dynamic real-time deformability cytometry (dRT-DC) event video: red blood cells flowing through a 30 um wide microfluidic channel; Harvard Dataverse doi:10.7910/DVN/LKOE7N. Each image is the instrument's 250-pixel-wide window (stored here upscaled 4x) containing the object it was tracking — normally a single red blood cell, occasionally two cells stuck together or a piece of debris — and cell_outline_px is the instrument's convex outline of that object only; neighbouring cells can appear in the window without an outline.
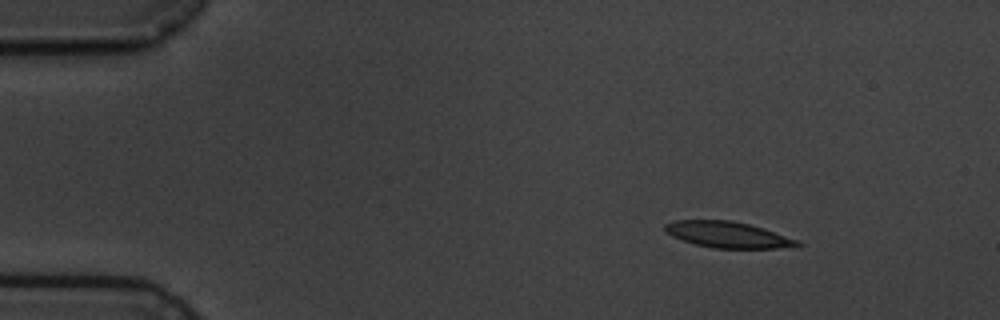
{"species": "common noctule bat (a hibernating species)", "species_latin": "Nyctalus noctula", "temperature_condition": "cold", "stored_images_in_passage": 5, "camera_frame_rate_fps": 3000, "um_per_image_px": 0.085, "animal": {"sex": "male", "body_mass_g": 19.5, "forearm_length_mm": 54.6}, "frame": {"image": 1, "passage_image": 1, "time_ms": 0.0, "image_size_px": [1000, 320], "cell_outline_px": [[804, 244], [796, 248], [712, 248], [696, 244], [672, 236], [664, 228], [664, 224], [676, 220], [732, 220], [764, 228], [796, 240]], "centroid_in_image_um": [61.91, 19.95], "position_along_channel_um": 23.1, "area_um2": 20.06}}
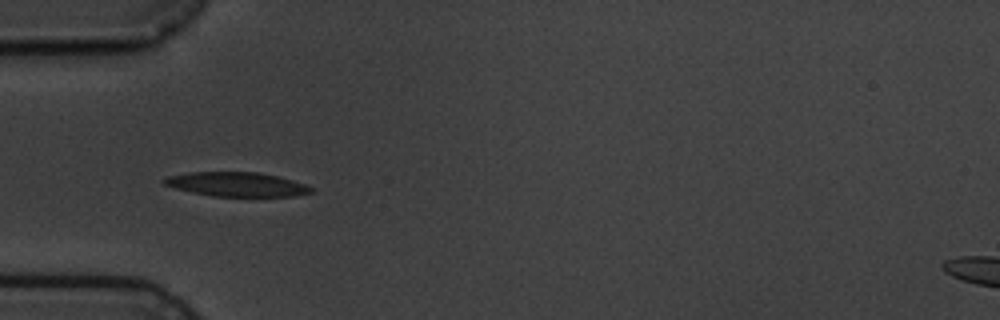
{"frame": {"image": 2, "passage_image": 4, "time_ms": 3.333, "image_size_px": [1000, 320], "cell_outline_px": [[312, 192], [292, 196], [212, 196], [192, 192], [176, 188], [164, 184], [160, 180], [168, 176], [188, 172], [256, 172], [276, 176], [292, 180], [304, 184], [312, 188]], "centroid_in_image_um": [20.07, 15.66], "position_along_channel_um": 64.9, "area_um2": 20.52}}
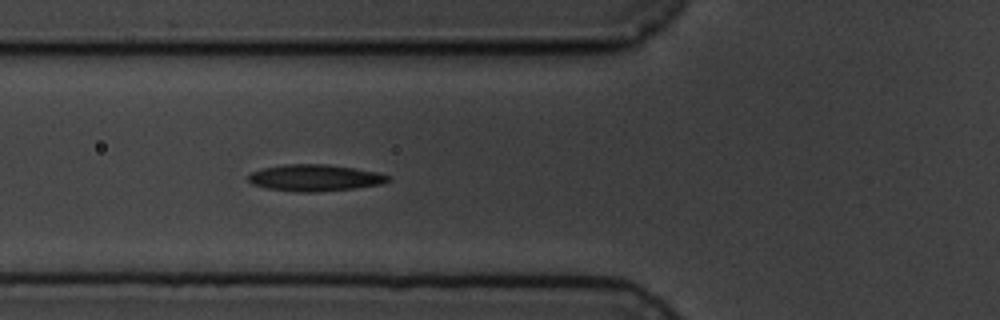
{"frame": {"image": 3, "passage_image": 5, "time_ms": 4.333, "image_size_px": [1000, 320], "cell_outline_px": [[392, 180], [380, 184], [356, 188], [320, 192], [296, 192], [268, 188], [252, 184], [248, 180], [248, 176], [252, 172], [264, 168], [284, 164], [328, 164], [356, 168], [376, 172], [392, 176]], "centroid_in_image_um": [26.81, 15.11], "position_along_channel_um": 99.0, "area_um2": 21.79}}